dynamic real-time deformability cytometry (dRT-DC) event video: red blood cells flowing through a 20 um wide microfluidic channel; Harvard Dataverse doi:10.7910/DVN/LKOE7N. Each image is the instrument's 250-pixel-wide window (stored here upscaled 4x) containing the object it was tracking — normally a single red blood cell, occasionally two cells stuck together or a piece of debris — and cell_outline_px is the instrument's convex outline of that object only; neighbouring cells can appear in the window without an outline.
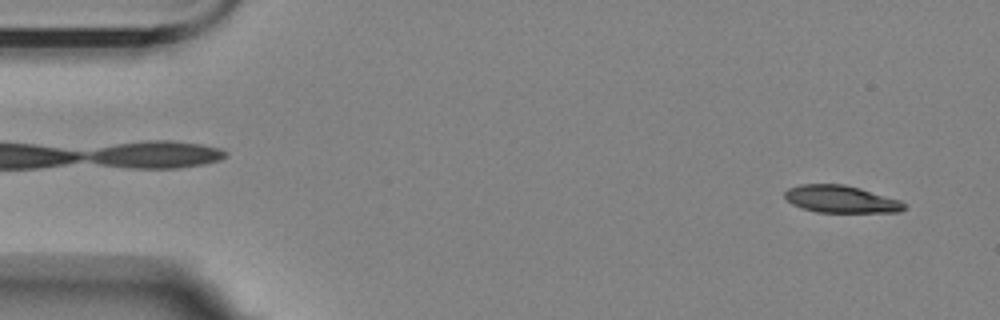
{"species": "Egyptian fruit bat (a non-hibernating species)", "species_latin": "Rousettus aegyptiacus", "temperature_condition": "room temperature", "stored_images_in_passage": 5, "camera_frame_rate_fps": 3000, "um_per_image_px": 0.085, "animal": {"sex": "female"}, "frame": {"image": 1, "passage_image": 1, "time_ms": 0.0, "image_size_px": [1000, 320], "cell_outline_px": [[908, 204], [900, 212], [816, 212], [800, 208], [792, 204], [784, 196], [784, 192], [788, 188], [800, 184], [844, 184], [860, 188], [900, 200]], "centroid_in_image_um": [71.47, 16.93], "position_along_channel_um": 13.5, "area_um2": 19.07}}
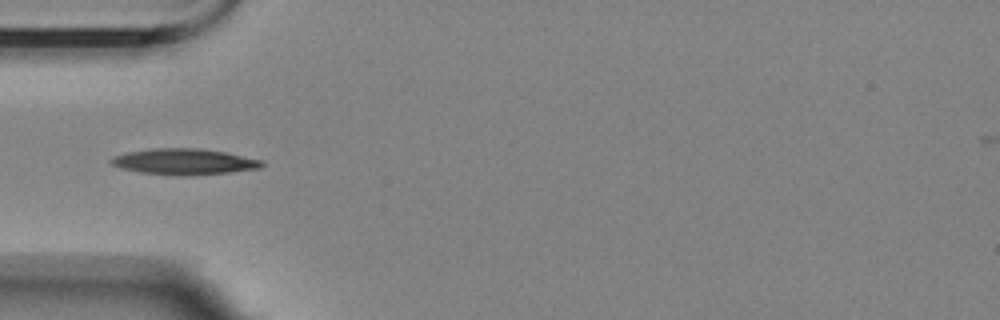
{"frame": {"image": 2, "passage_image": 5, "time_ms": 4.667, "image_size_px": [1000, 320], "cell_outline_px": [[264, 164], [260, 168], [228, 172], [184, 176], [176, 176], [140, 172], [120, 168], [112, 164], [108, 160], [112, 156], [128, 152], [156, 148], [200, 148], [224, 152], [264, 160]], "centroid_in_image_um": [15.63, 13.74], "position_along_channel_um": 69.4, "area_um2": 22.83}}